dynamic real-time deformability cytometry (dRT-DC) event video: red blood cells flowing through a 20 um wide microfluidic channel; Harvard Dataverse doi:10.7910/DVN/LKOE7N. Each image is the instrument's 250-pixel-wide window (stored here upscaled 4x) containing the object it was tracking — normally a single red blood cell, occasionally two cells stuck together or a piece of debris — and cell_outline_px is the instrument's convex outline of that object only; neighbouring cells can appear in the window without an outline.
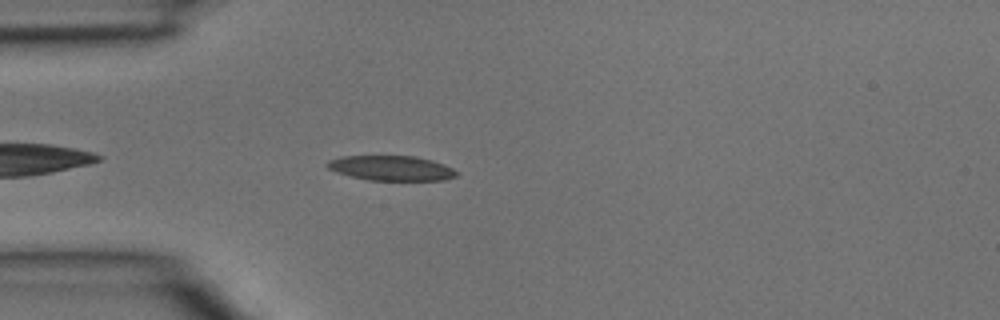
{"species": "common noctule bat (a hibernating species)", "species_latin": "Nyctalus noctula", "temperature_condition": "room temperature", "stored_images_in_passage": 4, "camera_frame_rate_fps": 3000, "um_per_image_px": 0.085, "animal": {"sex": "male", "body_mass_g": 15.6}, "frame": {"image": 1, "passage_image": 4, "time_ms": 1.0, "image_size_px": [1000, 320], "cell_outline_px": [[456, 176], [444, 180], [368, 180], [336, 172], [328, 168], [324, 164], [328, 160], [340, 156], [416, 156], [432, 160], [444, 164], [452, 168], [456, 172]], "centroid_in_image_um": [33.23, 14.28], "position_along_channel_um": 51.8, "area_um2": 18.73}}